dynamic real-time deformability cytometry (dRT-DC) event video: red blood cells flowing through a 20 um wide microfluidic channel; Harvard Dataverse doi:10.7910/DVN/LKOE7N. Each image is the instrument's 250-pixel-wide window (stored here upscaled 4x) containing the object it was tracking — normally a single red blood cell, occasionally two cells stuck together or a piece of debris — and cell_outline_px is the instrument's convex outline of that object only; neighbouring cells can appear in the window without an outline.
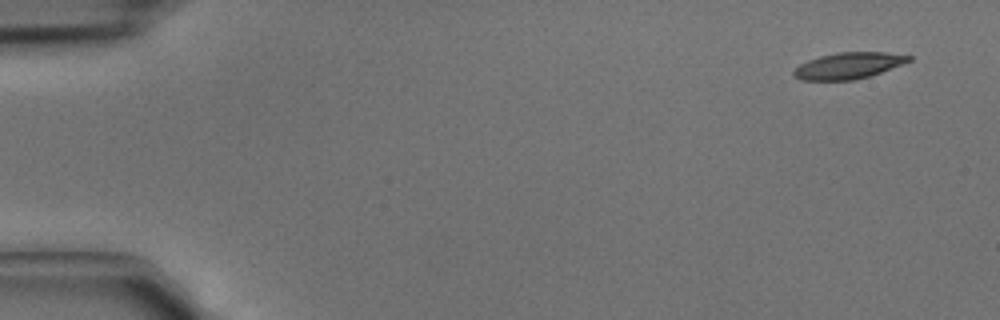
{"species": "common noctule bat (a hibernating species)", "species_latin": "Nyctalus noctula", "temperature_condition": "cold", "stored_images_in_passage": 3, "camera_frame_rate_fps": 3000, "um_per_image_px": 0.085, "animal": {"sex": "male", "body_mass_g": 15.6}, "frame": {"image": 1, "passage_image": 1, "time_ms": 0.0, "image_size_px": [1000, 320], "cell_outline_px": [[912, 60], [880, 72], [868, 76], [852, 80], [800, 80], [792, 72], [800, 64], [808, 60], [820, 56], [836, 52], [888, 52], [912, 56]], "centroid_in_image_um": [72.12, 5.57], "position_along_channel_um": 12.9, "area_um2": 17.46}}
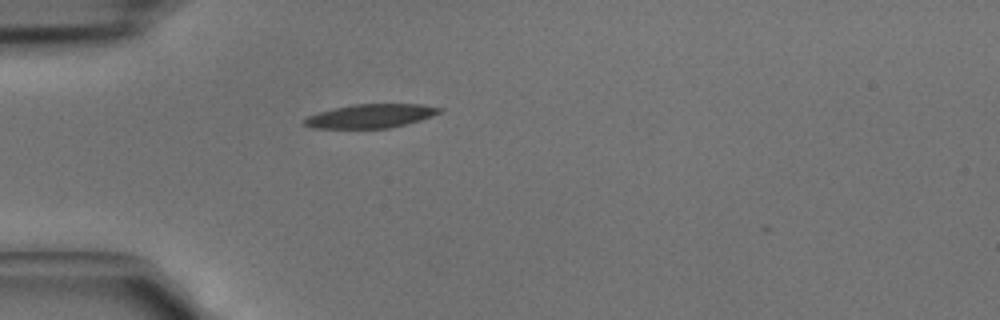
{"frame": {"image": 2, "passage_image": 3, "time_ms": 0.667, "image_size_px": [1000, 320], "cell_outline_px": [[444, 108], [440, 112], [432, 116], [420, 120], [388, 128], [312, 128], [304, 124], [304, 120], [308, 116], [320, 112], [352, 104], [420, 104]], "centroid_in_image_um": [31.53, 9.86], "position_along_channel_um": 53.5, "area_um2": 18.5}}